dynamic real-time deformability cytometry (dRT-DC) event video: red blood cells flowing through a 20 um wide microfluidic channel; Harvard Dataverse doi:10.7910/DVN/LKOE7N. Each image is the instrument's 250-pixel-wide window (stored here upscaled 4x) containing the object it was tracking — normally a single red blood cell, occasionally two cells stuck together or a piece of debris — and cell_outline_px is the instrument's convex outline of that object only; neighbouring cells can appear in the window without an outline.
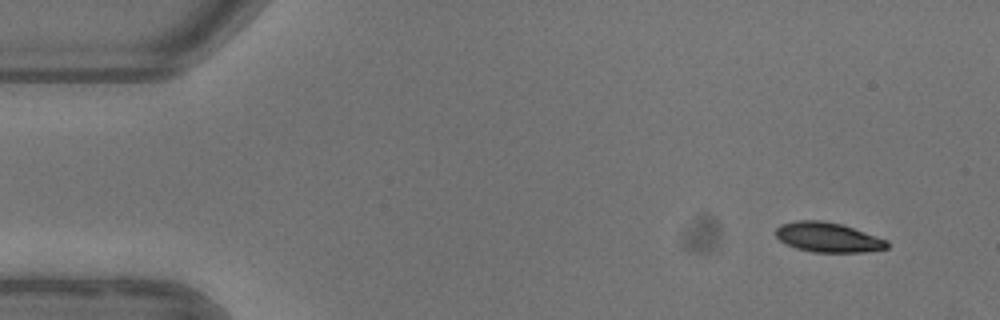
{"species": "common noctule bat (a hibernating species)", "species_latin": "Nyctalus noctula", "temperature_condition": "warm", "stored_images_in_passage": 4, "camera_frame_rate_fps": 3000, "um_per_image_px": 0.085, "animal": {"sex": "female"}, "frame": {"image": 1, "passage_image": 1, "time_ms": 0.0, "image_size_px": [1000, 320], "cell_outline_px": [[888, 248], [864, 252], [812, 252], [796, 248], [780, 240], [776, 236], [776, 228], [780, 224], [796, 220], [820, 220], [844, 224], [888, 240]], "centroid_in_image_um": [70.39, 20.16], "position_along_channel_um": 14.6, "area_um2": 19.42}}
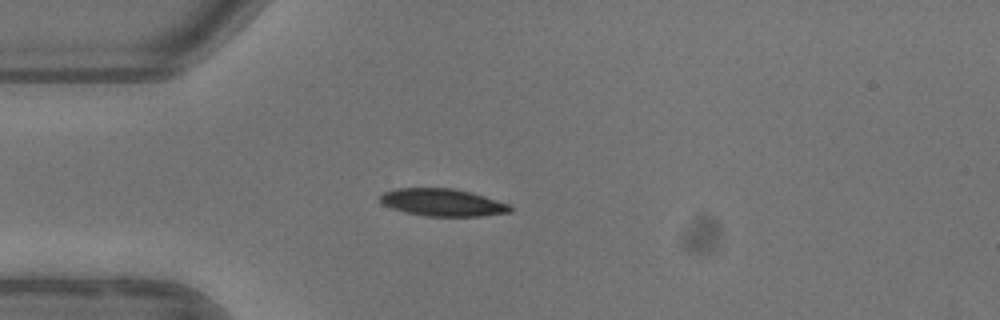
{"frame": {"image": 2, "passage_image": 4, "time_ms": 3.333, "image_size_px": [1000, 320], "cell_outline_px": [[512, 212], [480, 216], [428, 216], [404, 212], [380, 204], [380, 196], [384, 192], [396, 188], [452, 188], [472, 192], [508, 204], [512, 208]], "centroid_in_image_um": [37.59, 17.2], "position_along_channel_um": 47.4, "area_um2": 20.75}}